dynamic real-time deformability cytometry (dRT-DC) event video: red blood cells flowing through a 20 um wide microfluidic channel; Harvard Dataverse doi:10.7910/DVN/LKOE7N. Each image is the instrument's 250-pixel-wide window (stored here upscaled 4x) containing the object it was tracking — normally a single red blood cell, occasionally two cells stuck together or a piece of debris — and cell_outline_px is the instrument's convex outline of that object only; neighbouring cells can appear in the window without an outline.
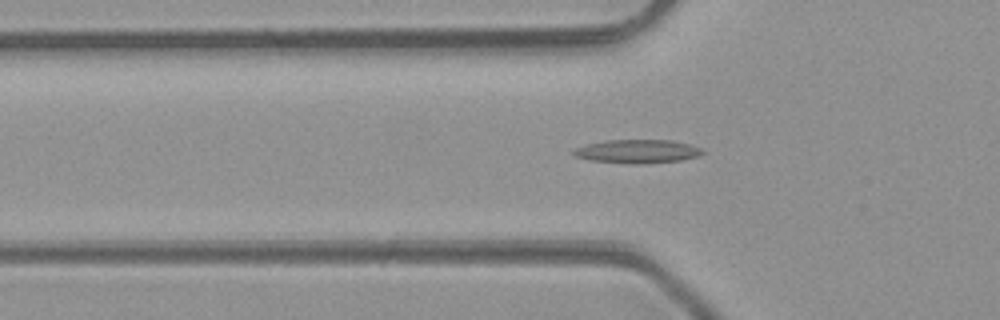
{"species": "common noctule bat (a hibernating species)", "species_latin": "Nyctalus noctula", "temperature_condition": "room temperature", "stored_images_in_passage": 40, "camera_frame_rate_fps": 3000, "um_per_image_px": 0.085, "animal": {"sex": "male", "body_mass_g": 23.1, "forearm_length_mm": 52.7}, "frame": {"image": 1, "passage_image": 13, "time_ms": 4.0, "image_size_px": [1000, 320], "cell_outline_px": [[704, 152], [700, 156], [680, 160], [628, 164], [592, 160], [572, 156], [572, 148], [584, 144], [608, 140], [672, 140], [688, 144], [700, 148]], "centroid_in_image_um": [54.1, 12.85], "position_along_channel_um": 71.7, "area_um2": 17.69}}
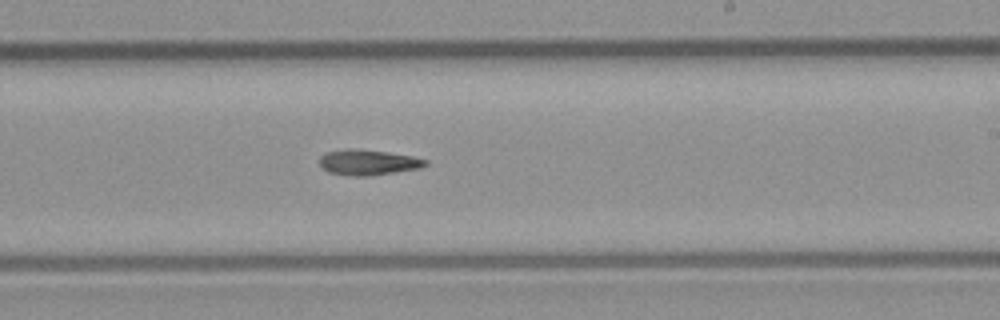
{"frame": {"image": 2, "passage_image": 26, "time_ms": 8.333, "image_size_px": [1000, 320], "cell_outline_px": [[428, 164], [420, 168], [396, 172], [364, 176], [352, 176], [328, 172], [320, 168], [320, 156], [324, 152], [348, 148], [352, 148], [388, 152], [412, 156], [428, 160]], "centroid_in_image_um": [31.25, 13.79], "position_along_channel_um": 257.7, "area_um2": 15.84}}
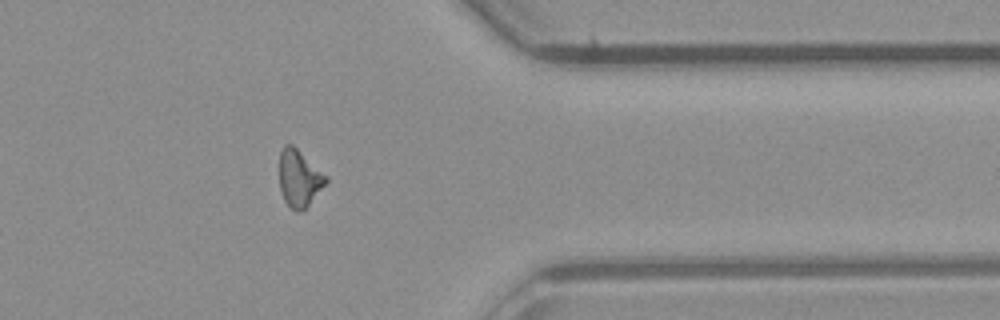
{"frame": {"image": 3, "passage_image": 36, "time_ms": 11.667, "image_size_px": [1000, 320], "cell_outline_px": [[328, 180], [308, 204], [300, 212], [296, 212], [284, 200], [280, 188], [280, 152], [284, 144], [292, 144], [328, 176]], "centroid_in_image_um": [25.42, 15.13], "position_along_channel_um": 386.0, "area_um2": 15.14}}